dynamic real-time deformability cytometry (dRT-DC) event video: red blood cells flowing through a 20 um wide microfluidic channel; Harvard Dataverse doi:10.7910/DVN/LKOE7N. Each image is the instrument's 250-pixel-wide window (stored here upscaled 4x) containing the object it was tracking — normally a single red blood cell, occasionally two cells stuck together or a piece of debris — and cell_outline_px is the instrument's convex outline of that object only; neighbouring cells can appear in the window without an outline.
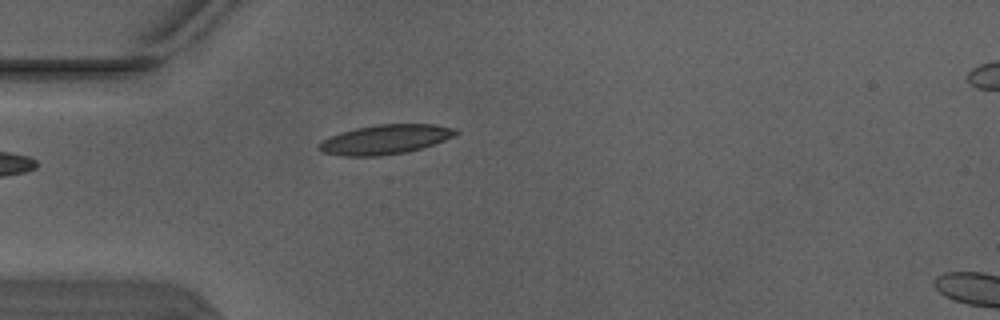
{"species": "Egyptian fruit bat (a non-hibernating species)", "species_latin": "Rousettus aegyptiacus", "temperature_condition": "warm", "stored_images_in_passage": 2, "camera_frame_rate_fps": 3000, "um_per_image_px": 0.085, "animal": {"sex": "male"}, "frame": {"image": 1, "passage_image": 2, "time_ms": 0.333, "image_size_px": [1000, 320], "cell_outline_px": [[460, 132], [444, 140], [408, 152], [380, 156], [344, 156], [324, 152], [320, 148], [320, 144], [324, 140], [340, 132], [356, 128], [376, 124], [436, 124], [456, 128]], "centroid_in_image_um": [32.8, 11.84], "position_along_channel_um": 52.2, "area_um2": 23.24}}